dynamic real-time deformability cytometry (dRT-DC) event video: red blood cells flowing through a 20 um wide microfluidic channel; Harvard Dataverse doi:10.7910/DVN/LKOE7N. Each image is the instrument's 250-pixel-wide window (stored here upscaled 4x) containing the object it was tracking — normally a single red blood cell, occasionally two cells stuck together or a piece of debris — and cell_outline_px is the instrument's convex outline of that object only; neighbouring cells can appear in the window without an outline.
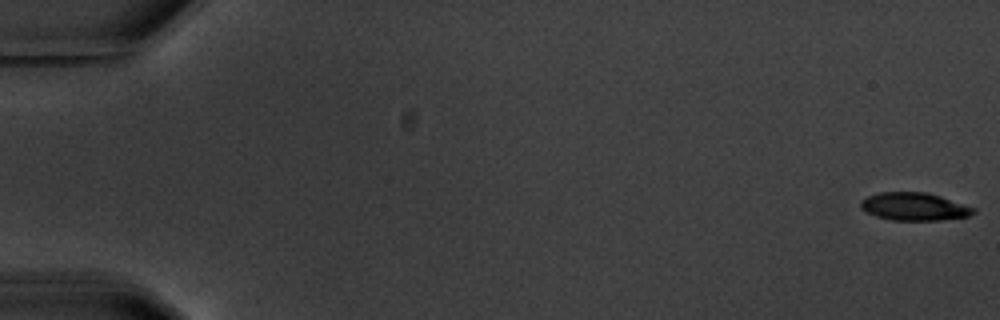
{"species": "common noctule bat (a hibernating species)", "species_latin": "Nyctalus noctula", "temperature_condition": "warm", "stored_images_in_passage": 6, "camera_frame_rate_fps": 3000, "um_per_image_px": 0.085, "animal": {"sex": "male", "body_mass_g": 20.1, "forearm_length_mm": 53.5}, "frame": {"image": 1, "passage_image": 1, "time_ms": 0.0, "image_size_px": [1000, 320], "cell_outline_px": [[976, 212], [968, 216], [940, 220], [892, 220], [876, 216], [860, 208], [860, 200], [868, 196], [880, 192], [924, 192], [940, 196], [976, 208]], "centroid_in_image_um": [77.7, 17.56], "position_along_channel_um": 7.3, "area_um2": 18.21}}
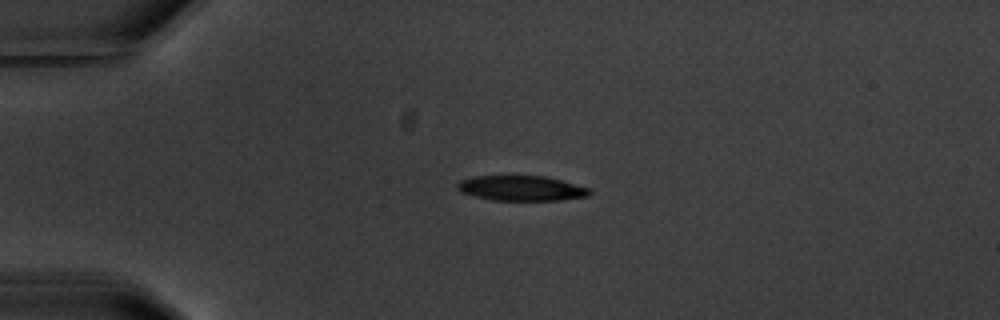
{"frame": {"image": 2, "passage_image": 5, "time_ms": 4.667, "image_size_px": [1000, 320], "cell_outline_px": [[592, 192], [588, 196], [560, 200], [492, 200], [460, 192], [456, 188], [456, 184], [460, 180], [472, 176], [544, 176], [592, 188]], "centroid_in_image_um": [44.31, 16.0], "position_along_channel_um": 40.7, "area_um2": 19.36}}